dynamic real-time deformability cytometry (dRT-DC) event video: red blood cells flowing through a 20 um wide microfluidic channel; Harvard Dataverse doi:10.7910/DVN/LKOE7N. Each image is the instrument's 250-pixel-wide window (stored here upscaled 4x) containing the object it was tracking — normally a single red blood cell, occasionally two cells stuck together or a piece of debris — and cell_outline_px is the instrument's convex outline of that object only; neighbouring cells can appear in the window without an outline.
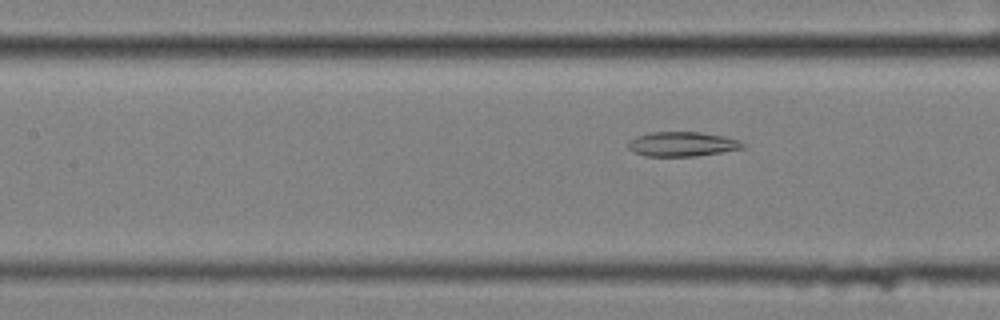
{"species": "common noctule bat (a hibernating species)", "species_latin": "Nyctalus noctula", "temperature_condition": "cold", "stored_images_in_passage": 9, "segment_of_instrument_passage": [2, 2], "camera_frame_rate_fps": 3000, "um_per_image_px": 0.085, "animal": {"sex": "female", "body_mass_g": 25.1}, "frame": {"image": 1, "passage_image": 9, "time_ms": 2.667, "image_size_px": [1000, 320], "cell_outline_px": [[744, 148], [696, 156], [644, 156], [632, 152], [628, 148], [628, 140], [636, 136], [652, 132], [700, 132], [724, 136], [740, 140], [744, 144]], "centroid_in_image_um": [57.95, 12.25], "position_along_channel_um": 149.5, "area_um2": 16.47}}